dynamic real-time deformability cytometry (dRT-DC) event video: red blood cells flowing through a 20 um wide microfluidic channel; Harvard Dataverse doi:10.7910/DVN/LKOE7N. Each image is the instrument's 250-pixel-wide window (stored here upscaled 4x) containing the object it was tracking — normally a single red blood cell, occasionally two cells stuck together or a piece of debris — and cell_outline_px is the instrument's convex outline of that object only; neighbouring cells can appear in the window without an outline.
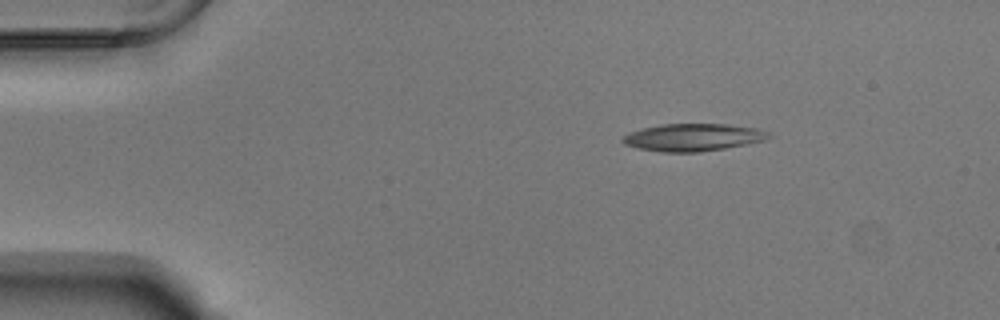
{"species": "Egyptian fruit bat (a non-hibernating species)", "species_latin": "Rousettus aegyptiacus", "temperature_condition": "warm", "stored_images_in_passage": 47, "camera_frame_rate_fps": 3000, "um_per_image_px": 0.085, "animal": {"sex": "male"}, "frame": {"image": 1, "passage_image": 1, "time_ms": 0.0, "image_size_px": [1000, 320], "cell_outline_px": [[772, 136], [764, 140], [724, 148], [700, 152], [660, 152], [640, 148], [624, 144], [620, 140], [628, 132], [660, 124], [728, 124], [756, 128], [768, 132]], "centroid_in_image_um": [58.88, 11.67], "position_along_channel_um": 26.1, "area_um2": 23.18}}
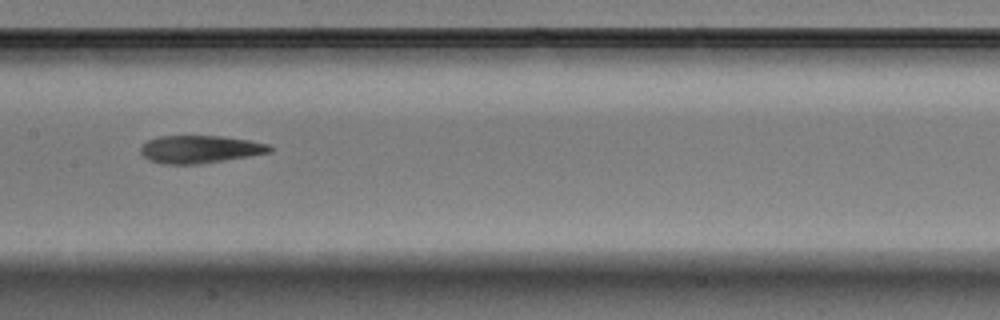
{"frame": {"image": 2, "passage_image": 20, "time_ms": 6.333, "image_size_px": [1000, 320], "cell_outline_px": [[272, 152], [200, 164], [164, 164], [148, 160], [140, 152], [140, 148], [148, 140], [160, 136], [220, 136], [248, 140], [268, 144], [272, 148]], "centroid_in_image_um": [16.98, 12.69], "position_along_channel_um": 190.4, "area_um2": 20.69}}
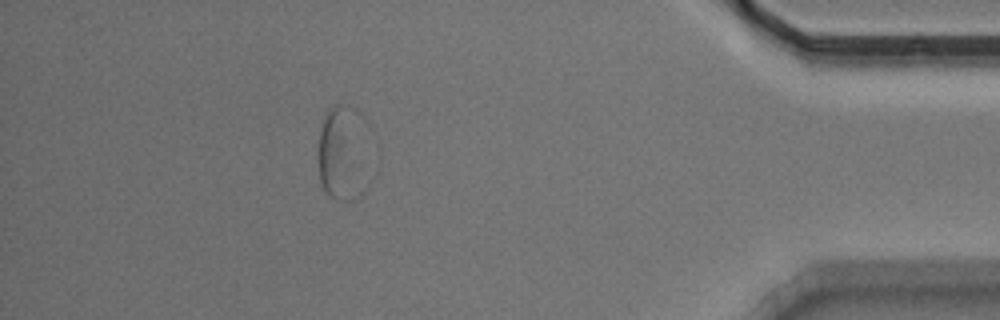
{"frame": {"image": 3, "passage_image": 41, "time_ms": 13.333, "image_size_px": [1000, 320], "cell_outline_px": [[344, 140], [336, 196], [328, 196], [324, 192], [320, 184], [320, 132], [324, 120], [328, 112], [336, 104], [340, 104]], "centroid_in_image_um": [28.16, 12.8], "position_along_channel_um": 407.0, "area_um2": 12.31}, "authors_computed_cell_mechanics": {"area_um2": 20.8658, "velocity_mm_per_s": 3.7197, "shape_relaxation_time_tau1_ms": null, "shape_relaxation_time_tau2_ms": 1.9015, "deformation_change_tau1": null, "deformation_change_tau2": 0.1085}}